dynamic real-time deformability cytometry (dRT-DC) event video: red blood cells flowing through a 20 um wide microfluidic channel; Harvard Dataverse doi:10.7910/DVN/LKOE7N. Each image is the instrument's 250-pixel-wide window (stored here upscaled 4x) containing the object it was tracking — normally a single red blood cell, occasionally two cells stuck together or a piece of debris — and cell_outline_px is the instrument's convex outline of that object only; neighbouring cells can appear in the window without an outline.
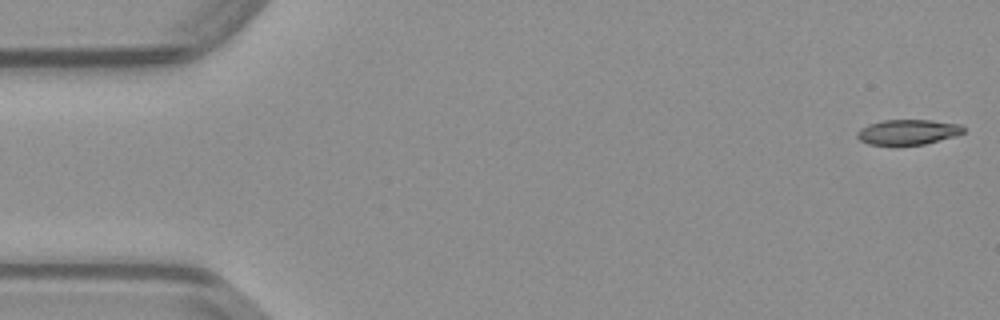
{"species": "common noctule bat (a hibernating species)", "species_latin": "Nyctalus noctula", "temperature_condition": "warm", "stored_images_in_passage": 11, "camera_frame_rate_fps": 3000, "um_per_image_px": 0.085, "animal": {"sex": "male", "body_mass_g": 23.1, "forearm_length_mm": 52.7}, "frame": {"image": 1, "passage_image": 1, "time_ms": 0.0, "image_size_px": [1000, 320], "cell_outline_px": [[964, 132], [956, 136], [924, 144], [896, 148], [868, 144], [860, 140], [856, 136], [856, 132], [860, 128], [868, 124], [884, 120], [932, 120], [960, 124], [964, 128]], "centroid_in_image_um": [77.12, 11.27], "position_along_channel_um": 7.9, "area_um2": 16.3}}